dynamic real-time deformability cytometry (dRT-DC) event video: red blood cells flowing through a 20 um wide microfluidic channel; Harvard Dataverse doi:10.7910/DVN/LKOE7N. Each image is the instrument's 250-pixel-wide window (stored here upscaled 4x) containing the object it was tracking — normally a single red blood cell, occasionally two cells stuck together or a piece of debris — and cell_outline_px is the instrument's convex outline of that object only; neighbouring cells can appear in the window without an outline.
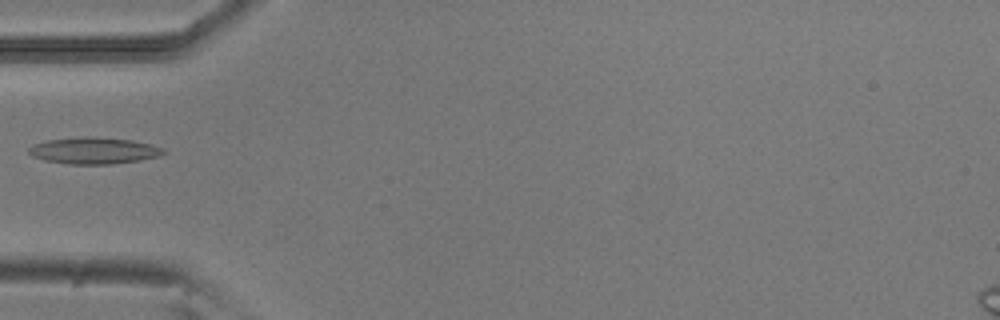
{"species": "common noctule bat (a hibernating species)", "species_latin": "Nyctalus noctula", "temperature_condition": "room temperature", "stored_images_in_passage": 5, "camera_frame_rate_fps": 3000, "um_per_image_px": 0.085, "animal": {"sex": "male", "body_mass_g": 20.5, "forearm_length_mm": 52.5}, "frame": {"image": 1, "passage_image": 4, "time_ms": 1.0, "image_size_px": [1000, 320], "cell_outline_px": [[168, 152], [160, 156], [140, 160], [112, 164], [68, 164], [44, 160], [32, 156], [28, 152], [28, 148], [32, 144], [48, 140], [88, 136], [132, 140], [152, 144], [164, 148]], "centroid_in_image_um": [8.01, 12.8], "position_along_channel_um": 77.0, "area_um2": 20.98}}
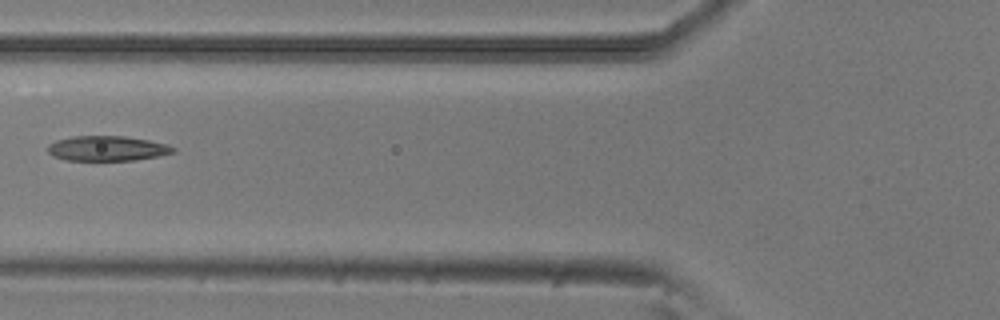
{"frame": {"image": 2, "passage_image": 5, "time_ms": 1.333, "image_size_px": [1000, 320], "cell_outline_px": [[176, 152], [160, 156], [136, 160], [64, 160], [52, 156], [48, 152], [48, 144], [56, 140], [72, 136], [124, 136], [148, 140], [168, 144], [176, 148]], "centroid_in_image_um": [9.13, 12.62], "position_along_channel_um": 116.7, "area_um2": 18.44}}